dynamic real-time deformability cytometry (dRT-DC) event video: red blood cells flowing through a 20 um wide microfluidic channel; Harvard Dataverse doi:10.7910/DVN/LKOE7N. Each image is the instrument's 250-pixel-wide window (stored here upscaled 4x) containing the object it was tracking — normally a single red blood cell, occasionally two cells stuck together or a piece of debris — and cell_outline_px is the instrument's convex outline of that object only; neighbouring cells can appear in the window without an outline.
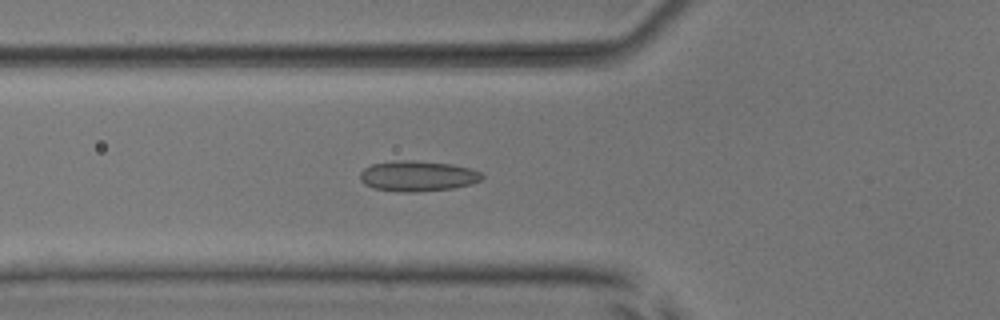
{"species": "common noctule bat (a hibernating species)", "species_latin": "Nyctalus noctula", "temperature_condition": "room temperature", "stored_images_in_passage": 51, "camera_frame_rate_fps": 3000, "um_per_image_px": 0.085, "animal": {"sex": "male", "body_mass_g": 17.9, "forearm_length_mm": 54.2}, "frame": {"image": 1, "passage_image": 18, "time_ms": 5.667, "image_size_px": [1000, 320], "cell_outline_px": [[484, 176], [480, 180], [472, 184], [452, 188], [416, 192], [396, 192], [372, 188], [364, 184], [360, 180], [360, 172], [364, 168], [372, 164], [392, 160], [412, 160], [452, 164], [472, 168], [480, 172]], "centroid_in_image_um": [35.48, 14.96], "position_along_channel_um": 90.3, "area_um2": 21.96}}
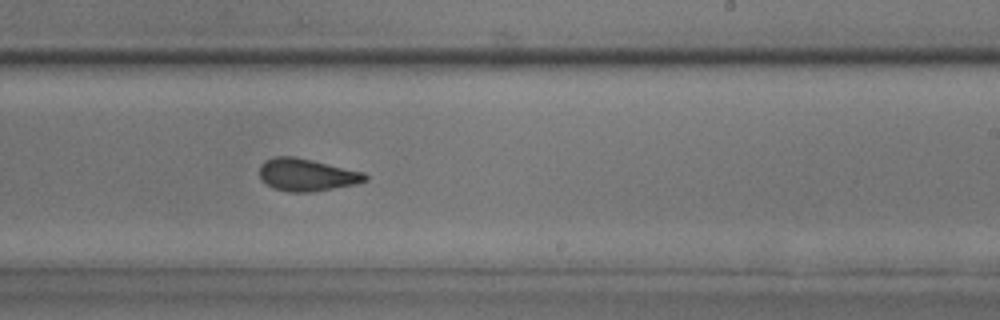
{"frame": {"image": 2, "passage_image": 31, "time_ms": 10.0, "image_size_px": [1000, 320], "cell_outline_px": [[368, 180], [356, 184], [312, 192], [292, 192], [272, 188], [260, 180], [260, 164], [264, 160], [276, 156], [292, 156], [312, 160], [364, 172], [368, 176]], "centroid_in_image_um": [26.06, 14.86], "position_along_channel_um": 262.9, "area_um2": 20.06}}
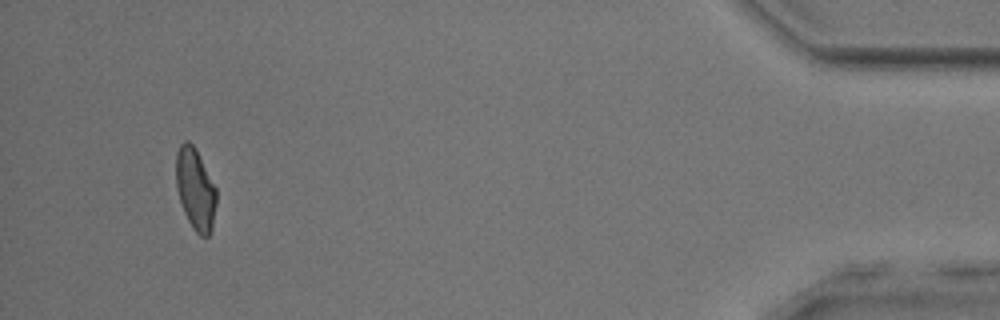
{"frame": {"image": 3, "passage_image": 48, "time_ms": 15.667, "image_size_px": [1000, 320], "cell_outline_px": [[216, 204], [212, 228], [208, 236], [200, 236], [192, 228], [184, 212], [176, 188], [176, 152], [180, 144], [184, 140], [188, 140], [196, 148], [216, 188]], "centroid_in_image_um": [16.6, 16.05], "position_along_channel_um": 418.6, "area_um2": 19.25}, "authors_computed_cell_mechanics": {"area_um2": 20.4034, "velocity_mm_per_s": 3.9929, "shape_relaxation_time_tau1_ms": 8.9585, "shape_relaxation_time_tau2_ms": 1.5294, "deformation_change_tau1": 0.1722, "deformation_change_tau2": 0.0765}}